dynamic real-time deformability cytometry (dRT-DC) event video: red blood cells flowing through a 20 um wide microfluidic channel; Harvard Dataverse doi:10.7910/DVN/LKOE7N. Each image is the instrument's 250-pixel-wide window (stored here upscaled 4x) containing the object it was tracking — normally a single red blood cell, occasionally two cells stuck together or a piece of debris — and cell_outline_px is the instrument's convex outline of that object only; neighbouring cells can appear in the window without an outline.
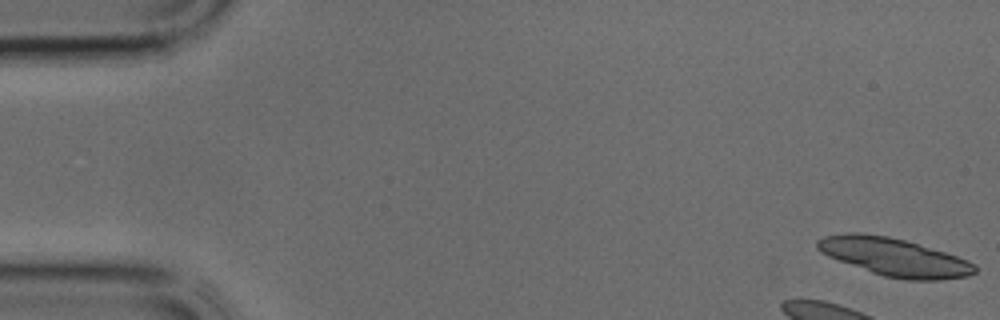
{"species": "common noctule bat (a hibernating species)", "species_latin": "Nyctalus noctula", "temperature_condition": "cold", "stored_images_in_passage": 8, "camera_frame_rate_fps": 3000, "um_per_image_px": 0.085, "animal": {"sex": "male", "body_mass_g": 17.9, "forearm_length_mm": 54.2}, "frame": {"image": 1, "passage_image": 1, "time_ms": 0.0, "image_size_px": [1000, 320], "cell_outline_px": [[976, 272], [968, 276], [940, 280], [904, 280], [884, 276], [872, 272], [828, 256], [820, 252], [816, 248], [816, 240], [824, 236], [844, 232], [860, 232], [888, 236], [904, 240], [944, 252], [968, 260], [976, 264]], "centroid_in_image_um": [75.99, 21.84], "position_along_channel_um": 9.0, "area_um2": 34.8}}